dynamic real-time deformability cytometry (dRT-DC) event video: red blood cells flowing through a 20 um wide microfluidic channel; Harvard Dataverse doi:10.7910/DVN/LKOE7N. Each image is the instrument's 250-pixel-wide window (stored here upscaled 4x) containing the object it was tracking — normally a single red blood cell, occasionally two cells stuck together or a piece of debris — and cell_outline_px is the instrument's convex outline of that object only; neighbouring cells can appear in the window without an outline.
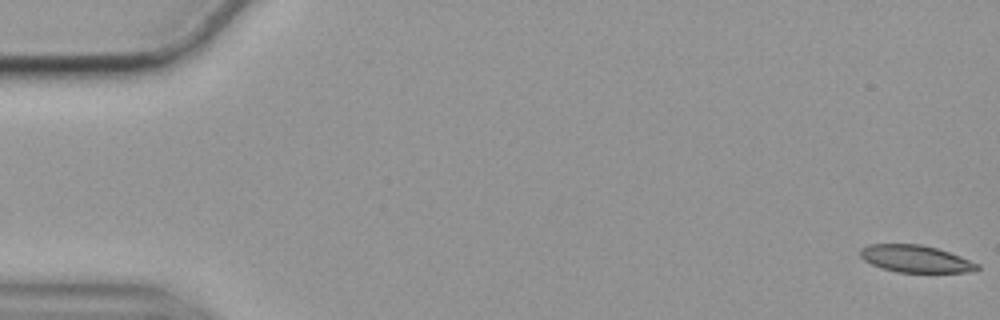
{"species": "common noctule bat (a hibernating species)", "species_latin": "Nyctalus noctula", "temperature_condition": "cold", "stored_images_in_passage": 58, "camera_frame_rate_fps": 3000, "um_per_image_px": 0.085, "animal": {"sex": "female", "body_mass_g": 19.9}, "frame": {"image": 1, "passage_image": 1, "time_ms": 0.0, "image_size_px": [1000, 320], "cell_outline_px": [[980, 268], [968, 272], [896, 272], [880, 268], [864, 260], [860, 256], [860, 248], [868, 244], [920, 244], [936, 248], [960, 256], [980, 264]], "centroid_in_image_um": [77.8, 22.0], "position_along_channel_um": 7.2, "area_um2": 18.5}}
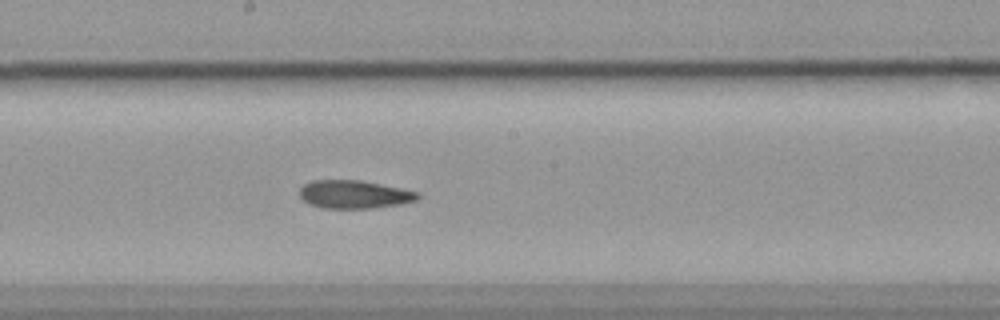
{"frame": {"image": 2, "passage_image": 31, "time_ms": 10.0, "image_size_px": [1000, 320], "cell_outline_px": [[420, 196], [416, 200], [400, 204], [372, 208], [320, 208], [308, 204], [300, 196], [300, 188], [304, 184], [312, 180], [360, 180], [420, 192]], "centroid_in_image_um": [30.09, 16.52], "position_along_channel_um": 218.1, "area_um2": 19.36}}
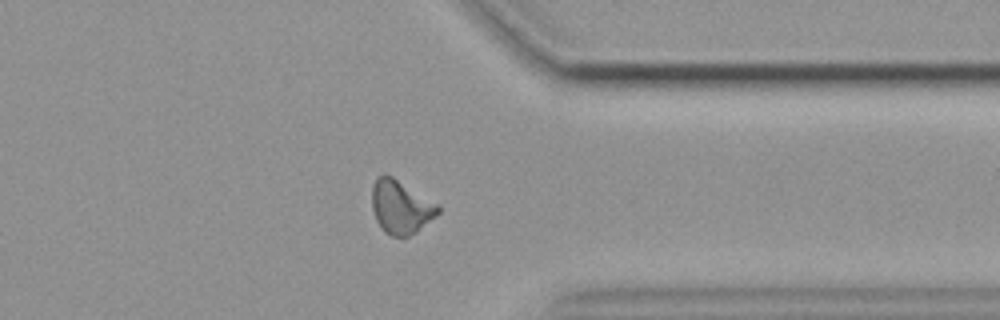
{"frame": {"image": 3, "passage_image": 45, "time_ms": 14.667, "image_size_px": [1000, 320], "cell_outline_px": [[440, 212], [436, 216], [416, 232], [408, 236], [392, 236], [384, 232], [376, 220], [372, 208], [372, 184], [376, 176], [384, 172], [392, 176], [440, 204]], "centroid_in_image_um": [34.06, 17.56], "position_along_channel_um": 377.3, "area_um2": 20.92}, "authors_computed_cell_mechanics": {"area_um2": 19.7676, "velocity_mm_per_s": 3.5301, "shape_relaxation_time_tau1_ms": 9.7612, "shape_relaxation_time_tau2_ms": 5.9265, "deformation_change_tau1": 0.222, "deformation_change_tau2": 0.1388}}